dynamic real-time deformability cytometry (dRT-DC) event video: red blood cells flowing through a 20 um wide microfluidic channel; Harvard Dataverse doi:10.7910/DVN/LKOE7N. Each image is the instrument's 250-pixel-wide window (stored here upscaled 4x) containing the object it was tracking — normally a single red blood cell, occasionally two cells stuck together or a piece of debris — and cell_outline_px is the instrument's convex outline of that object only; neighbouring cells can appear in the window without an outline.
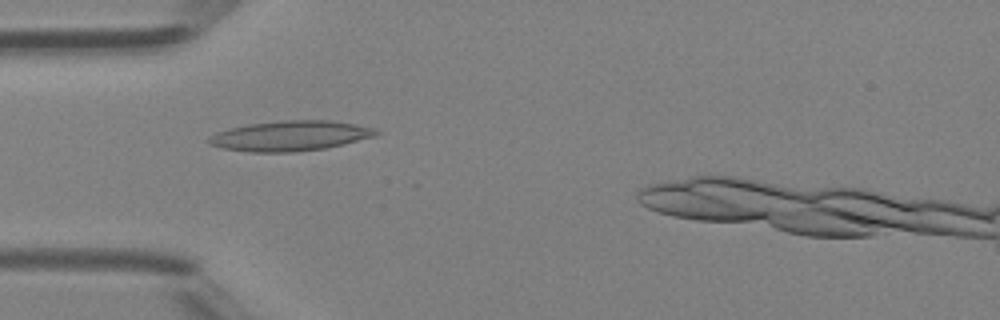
{"species": "Egyptian fruit bat (a non-hibernating species)", "species_latin": "Rousettus aegyptiacus", "temperature_condition": "room temperature", "stored_images_in_passage": 42, "camera_frame_rate_fps": 3000, "um_per_image_px": 0.085, "animal": {"sex": "female"}, "frame": {"image": 1, "passage_image": 14, "time_ms": 4.333, "image_size_px": [1000, 320], "cell_outline_px": [[380, 132], [376, 136], [344, 144], [324, 148], [296, 152], [252, 152], [224, 148], [208, 144], [204, 140], [208, 136], [216, 132], [228, 128], [248, 124], [284, 120], [332, 120], [356, 124], [372, 128]], "centroid_in_image_um": [24.63, 11.54], "position_along_channel_um": 60.4, "area_um2": 29.54}}
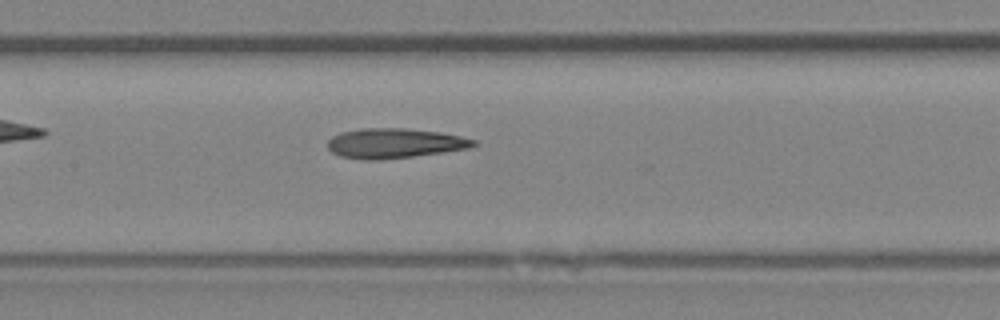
{"frame": {"image": 2, "passage_image": 22, "time_ms": 7.0, "image_size_px": [1000, 320], "cell_outline_px": [[476, 144], [468, 148], [412, 156], [380, 160], [364, 160], [340, 156], [332, 152], [328, 148], [328, 140], [332, 136], [340, 132], [360, 128], [404, 128], [440, 132], [460, 136], [476, 140]], "centroid_in_image_um": [33.48, 12.17], "position_along_channel_um": 173.9, "area_um2": 25.26}}
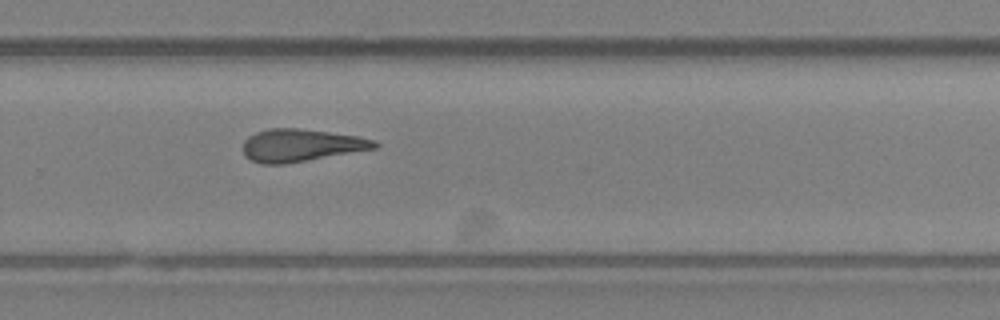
{"frame": {"image": 3, "passage_image": 31, "time_ms": 10.0, "image_size_px": [1000, 320], "cell_outline_px": [[380, 144], [376, 148], [284, 164], [260, 164], [244, 156], [244, 140], [248, 136], [256, 132], [268, 128], [300, 128], [360, 136], [372, 140]], "centroid_in_image_um": [25.56, 12.34], "position_along_channel_um": 304.2, "area_um2": 24.85}}